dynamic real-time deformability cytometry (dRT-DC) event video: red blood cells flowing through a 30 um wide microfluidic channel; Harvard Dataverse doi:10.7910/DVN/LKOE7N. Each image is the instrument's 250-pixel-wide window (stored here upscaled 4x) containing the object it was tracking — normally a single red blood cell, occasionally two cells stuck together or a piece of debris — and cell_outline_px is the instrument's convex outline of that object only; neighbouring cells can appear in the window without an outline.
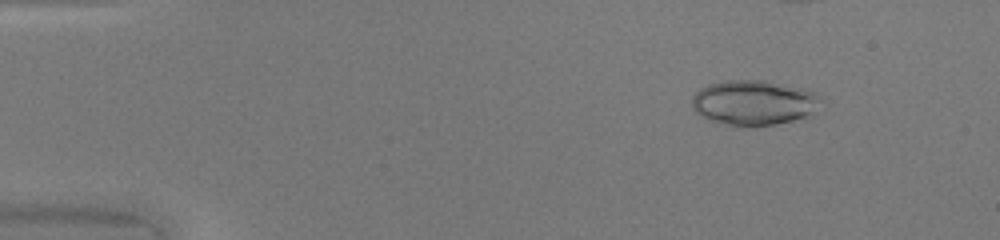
{"species": "common noctule bat (a hibernating species)", "species_latin": "Nyctalus noctula", "temperature_condition": "warm", "stored_images_in_passage": 39, "camera_frame_rate_fps": 3000, "um_per_image_px": 0.085, "animal": {"sex": "female", "body_mass_g": 20.0, "forearm_length_mm": 54.0}, "frame": {"image": 1, "passage_image": 6, "time_ms": 1.667, "image_size_px": [1000, 240], "cell_outline_px": [[816, 96], [812, 112], [808, 116], [776, 124], [748, 128], [740, 128], [708, 120], [700, 116], [692, 108], [692, 96], [700, 88], [708, 84], [724, 80], [768, 80], [800, 88], [812, 92]], "centroid_in_image_um": [63.93, 8.74], "position_along_channel_um": 21.1, "area_um2": 33.76}}